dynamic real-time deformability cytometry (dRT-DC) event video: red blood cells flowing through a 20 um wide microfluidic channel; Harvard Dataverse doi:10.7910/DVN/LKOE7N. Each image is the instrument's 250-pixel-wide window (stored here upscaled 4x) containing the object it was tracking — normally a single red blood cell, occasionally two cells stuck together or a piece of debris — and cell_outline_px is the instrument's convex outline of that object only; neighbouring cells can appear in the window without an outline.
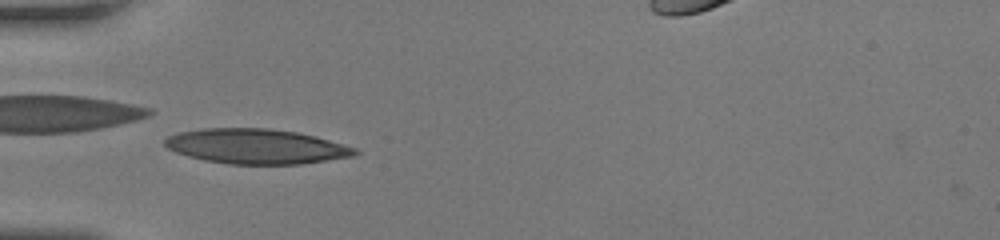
{"species": "human", "species_latin": "Homo sapiens", "temperature_condition": "room temperature", "stored_images_in_passage": 47, "camera_frame_rate_fps": 3000, "um_per_image_px": 0.085, "donor": {"sex": "female"}, "frame": {"image": 1, "passage_image": 19, "time_ms": 6.0, "image_size_px": [1000, 240], "cell_outline_px": [[360, 152], [352, 156], [300, 164], [228, 164], [204, 160], [188, 156], [176, 152], [168, 148], [164, 144], [164, 140], [168, 136], [180, 132], [200, 128], [268, 128], [296, 132], [316, 136], [356, 148]], "centroid_in_image_um": [21.76, 12.44], "position_along_channel_um": 63.2, "area_um2": 38.61}}
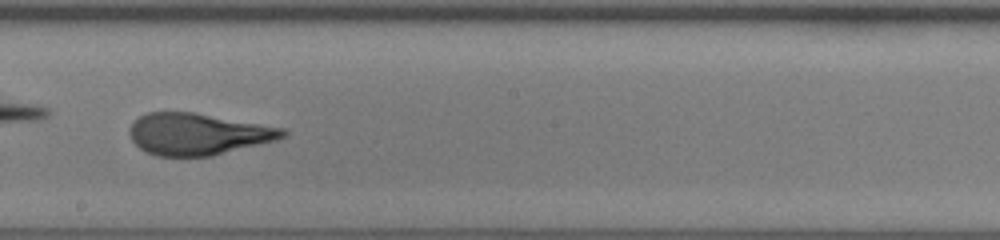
{"frame": {"image": 2, "passage_image": 32, "time_ms": 10.333, "image_size_px": [1000, 240], "cell_outline_px": [[288, 136], [276, 140], [212, 156], [156, 156], [140, 148], [132, 140], [128, 132], [128, 128], [140, 116], [148, 112], [192, 112], [284, 128], [288, 132]], "centroid_in_image_um": [16.82, 11.4], "position_along_channel_um": 231.4, "area_um2": 37.05}}
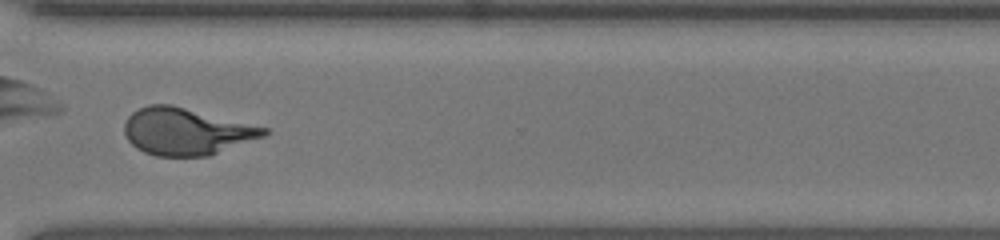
{"frame": {"image": 3, "passage_image": 41, "time_ms": 13.333, "image_size_px": [1000, 240], "cell_outline_px": [[272, 132], [268, 136], [208, 156], [156, 156], [144, 152], [136, 148], [128, 140], [124, 132], [124, 124], [128, 116], [132, 112], [148, 104], [172, 104], [268, 128]], "centroid_in_image_um": [15.87, 11.17], "position_along_channel_um": 354.7, "area_um2": 38.55}, "authors_computed_cell_mechanics": {"area_um2": 37.3966, "velocity_mm_per_s": 4.0522, "shape_relaxation_time_tau1_ms": 5.7411, "shape_relaxation_time_tau2_ms": 0.8789, "deformation_change_tau1": 0.2273, "deformation_change_tau2": 0.0849}}